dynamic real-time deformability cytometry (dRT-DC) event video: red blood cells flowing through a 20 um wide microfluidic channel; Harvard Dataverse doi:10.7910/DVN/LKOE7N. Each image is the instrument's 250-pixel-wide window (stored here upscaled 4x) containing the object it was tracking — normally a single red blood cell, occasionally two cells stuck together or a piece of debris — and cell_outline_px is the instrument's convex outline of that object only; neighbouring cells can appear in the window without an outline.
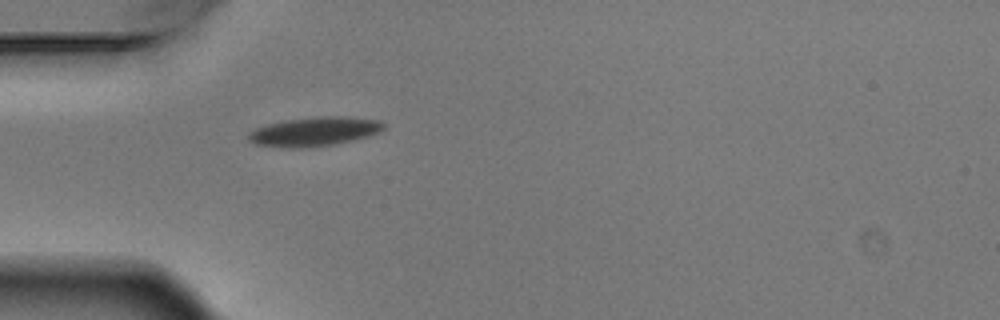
{"species": "Egyptian fruit bat (a non-hibernating species)", "species_latin": "Rousettus aegyptiacus", "temperature_condition": "warm", "stored_images_in_passage": 1, "camera_frame_rate_fps": 3000, "um_per_image_px": 0.085, "animal": {"sex": "male"}, "frame": {"image": 1, "passage_image": 1, "time_ms": 0.0, "image_size_px": [1000, 320], "cell_outline_px": [[384, 128], [376, 132], [352, 140], [332, 144], [256, 144], [248, 140], [248, 136], [256, 128], [268, 124], [284, 120], [320, 116], [344, 116], [380, 120], [384, 124]], "centroid_in_image_um": [26.8, 11.1], "position_along_channel_um": 58.2, "area_um2": 21.21}}